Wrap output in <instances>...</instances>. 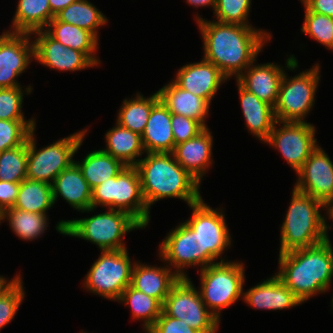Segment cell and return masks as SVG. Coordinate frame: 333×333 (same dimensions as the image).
I'll return each instance as SVG.
<instances>
[{
    "instance_id": "obj_42",
    "label": "cell",
    "mask_w": 333,
    "mask_h": 333,
    "mask_svg": "<svg viewBox=\"0 0 333 333\" xmlns=\"http://www.w3.org/2000/svg\"><path fill=\"white\" fill-rule=\"evenodd\" d=\"M171 126L175 145L190 140L204 129L197 121L176 114H172Z\"/></svg>"
},
{
    "instance_id": "obj_8",
    "label": "cell",
    "mask_w": 333,
    "mask_h": 333,
    "mask_svg": "<svg viewBox=\"0 0 333 333\" xmlns=\"http://www.w3.org/2000/svg\"><path fill=\"white\" fill-rule=\"evenodd\" d=\"M36 129L28 136L27 178L53 184L55 178L74 162L89 129L69 134L42 148H37Z\"/></svg>"
},
{
    "instance_id": "obj_12",
    "label": "cell",
    "mask_w": 333,
    "mask_h": 333,
    "mask_svg": "<svg viewBox=\"0 0 333 333\" xmlns=\"http://www.w3.org/2000/svg\"><path fill=\"white\" fill-rule=\"evenodd\" d=\"M197 288L190 277L180 278L168 293L163 311L201 333H217L220 322L208 310Z\"/></svg>"
},
{
    "instance_id": "obj_33",
    "label": "cell",
    "mask_w": 333,
    "mask_h": 333,
    "mask_svg": "<svg viewBox=\"0 0 333 333\" xmlns=\"http://www.w3.org/2000/svg\"><path fill=\"white\" fill-rule=\"evenodd\" d=\"M55 17L91 32L99 40V29L108 23V18L89 0H77L61 10Z\"/></svg>"
},
{
    "instance_id": "obj_14",
    "label": "cell",
    "mask_w": 333,
    "mask_h": 333,
    "mask_svg": "<svg viewBox=\"0 0 333 333\" xmlns=\"http://www.w3.org/2000/svg\"><path fill=\"white\" fill-rule=\"evenodd\" d=\"M158 254L180 278H189L186 269L202 270V252L197 232L184 221L171 229L159 244Z\"/></svg>"
},
{
    "instance_id": "obj_7",
    "label": "cell",
    "mask_w": 333,
    "mask_h": 333,
    "mask_svg": "<svg viewBox=\"0 0 333 333\" xmlns=\"http://www.w3.org/2000/svg\"><path fill=\"white\" fill-rule=\"evenodd\" d=\"M244 262L229 260L208 265L198 270L200 287L198 291L208 310L221 321V313L238 300L243 299L246 282Z\"/></svg>"
},
{
    "instance_id": "obj_45",
    "label": "cell",
    "mask_w": 333,
    "mask_h": 333,
    "mask_svg": "<svg viewBox=\"0 0 333 333\" xmlns=\"http://www.w3.org/2000/svg\"><path fill=\"white\" fill-rule=\"evenodd\" d=\"M310 12L333 18V0H300Z\"/></svg>"
},
{
    "instance_id": "obj_19",
    "label": "cell",
    "mask_w": 333,
    "mask_h": 333,
    "mask_svg": "<svg viewBox=\"0 0 333 333\" xmlns=\"http://www.w3.org/2000/svg\"><path fill=\"white\" fill-rule=\"evenodd\" d=\"M172 81L211 105L220 86L229 79L213 63L202 58L199 62L188 63L177 69Z\"/></svg>"
},
{
    "instance_id": "obj_18",
    "label": "cell",
    "mask_w": 333,
    "mask_h": 333,
    "mask_svg": "<svg viewBox=\"0 0 333 333\" xmlns=\"http://www.w3.org/2000/svg\"><path fill=\"white\" fill-rule=\"evenodd\" d=\"M35 62L51 70L76 72L97 67L83 52L63 46L45 30L31 33Z\"/></svg>"
},
{
    "instance_id": "obj_4",
    "label": "cell",
    "mask_w": 333,
    "mask_h": 333,
    "mask_svg": "<svg viewBox=\"0 0 333 333\" xmlns=\"http://www.w3.org/2000/svg\"><path fill=\"white\" fill-rule=\"evenodd\" d=\"M291 193L290 205L280 226L279 254L325 241L332 227L327 223V207L322 202L294 187ZM321 209L325 210L324 215Z\"/></svg>"
},
{
    "instance_id": "obj_27",
    "label": "cell",
    "mask_w": 333,
    "mask_h": 333,
    "mask_svg": "<svg viewBox=\"0 0 333 333\" xmlns=\"http://www.w3.org/2000/svg\"><path fill=\"white\" fill-rule=\"evenodd\" d=\"M44 30L63 46L83 52L96 66L101 64V60L95 55L99 50L100 40L88 30L59 21L56 17Z\"/></svg>"
},
{
    "instance_id": "obj_48",
    "label": "cell",
    "mask_w": 333,
    "mask_h": 333,
    "mask_svg": "<svg viewBox=\"0 0 333 333\" xmlns=\"http://www.w3.org/2000/svg\"><path fill=\"white\" fill-rule=\"evenodd\" d=\"M21 272L19 274H15V277L11 278V280H8L7 277L0 275V295L21 275Z\"/></svg>"
},
{
    "instance_id": "obj_31",
    "label": "cell",
    "mask_w": 333,
    "mask_h": 333,
    "mask_svg": "<svg viewBox=\"0 0 333 333\" xmlns=\"http://www.w3.org/2000/svg\"><path fill=\"white\" fill-rule=\"evenodd\" d=\"M75 163L81 169L84 179L91 190L109 178L117 176L126 166L102 149L93 150Z\"/></svg>"
},
{
    "instance_id": "obj_47",
    "label": "cell",
    "mask_w": 333,
    "mask_h": 333,
    "mask_svg": "<svg viewBox=\"0 0 333 333\" xmlns=\"http://www.w3.org/2000/svg\"><path fill=\"white\" fill-rule=\"evenodd\" d=\"M187 4H189V6L191 5L192 7H211L213 12L215 10L216 7V0H185Z\"/></svg>"
},
{
    "instance_id": "obj_20",
    "label": "cell",
    "mask_w": 333,
    "mask_h": 333,
    "mask_svg": "<svg viewBox=\"0 0 333 333\" xmlns=\"http://www.w3.org/2000/svg\"><path fill=\"white\" fill-rule=\"evenodd\" d=\"M213 135L209 128H204L195 137L175 145L173 155L176 161L195 177L202 180L214 163Z\"/></svg>"
},
{
    "instance_id": "obj_16",
    "label": "cell",
    "mask_w": 333,
    "mask_h": 333,
    "mask_svg": "<svg viewBox=\"0 0 333 333\" xmlns=\"http://www.w3.org/2000/svg\"><path fill=\"white\" fill-rule=\"evenodd\" d=\"M256 62L257 60L235 80L243 88L274 108L278 100L279 86L284 72L286 70L296 71L299 68L298 60L295 55L290 54L287 56L285 67L274 61L263 64Z\"/></svg>"
},
{
    "instance_id": "obj_40",
    "label": "cell",
    "mask_w": 333,
    "mask_h": 333,
    "mask_svg": "<svg viewBox=\"0 0 333 333\" xmlns=\"http://www.w3.org/2000/svg\"><path fill=\"white\" fill-rule=\"evenodd\" d=\"M251 3L252 0H216L214 19L222 23L253 26L248 20Z\"/></svg>"
},
{
    "instance_id": "obj_35",
    "label": "cell",
    "mask_w": 333,
    "mask_h": 333,
    "mask_svg": "<svg viewBox=\"0 0 333 333\" xmlns=\"http://www.w3.org/2000/svg\"><path fill=\"white\" fill-rule=\"evenodd\" d=\"M117 302L131 309L132 319L142 321L143 329H150L163 312V304L158 299L148 296L130 285L123 291Z\"/></svg>"
},
{
    "instance_id": "obj_17",
    "label": "cell",
    "mask_w": 333,
    "mask_h": 333,
    "mask_svg": "<svg viewBox=\"0 0 333 333\" xmlns=\"http://www.w3.org/2000/svg\"><path fill=\"white\" fill-rule=\"evenodd\" d=\"M294 188L326 207L333 201V162L321 146H317L296 173Z\"/></svg>"
},
{
    "instance_id": "obj_26",
    "label": "cell",
    "mask_w": 333,
    "mask_h": 333,
    "mask_svg": "<svg viewBox=\"0 0 333 333\" xmlns=\"http://www.w3.org/2000/svg\"><path fill=\"white\" fill-rule=\"evenodd\" d=\"M235 83L245 120V128L263 143L268 138L276 121L274 108L243 88L237 81Z\"/></svg>"
},
{
    "instance_id": "obj_24",
    "label": "cell",
    "mask_w": 333,
    "mask_h": 333,
    "mask_svg": "<svg viewBox=\"0 0 333 333\" xmlns=\"http://www.w3.org/2000/svg\"><path fill=\"white\" fill-rule=\"evenodd\" d=\"M160 100L172 114L183 115L208 128L206 117L210 114V104L199 96L178 87L172 80L157 90Z\"/></svg>"
},
{
    "instance_id": "obj_23",
    "label": "cell",
    "mask_w": 333,
    "mask_h": 333,
    "mask_svg": "<svg viewBox=\"0 0 333 333\" xmlns=\"http://www.w3.org/2000/svg\"><path fill=\"white\" fill-rule=\"evenodd\" d=\"M172 113L159 100L151 109L141 135L145 153H173L175 140L171 126Z\"/></svg>"
},
{
    "instance_id": "obj_39",
    "label": "cell",
    "mask_w": 333,
    "mask_h": 333,
    "mask_svg": "<svg viewBox=\"0 0 333 333\" xmlns=\"http://www.w3.org/2000/svg\"><path fill=\"white\" fill-rule=\"evenodd\" d=\"M36 120L0 119V152L23 145L33 129Z\"/></svg>"
},
{
    "instance_id": "obj_2",
    "label": "cell",
    "mask_w": 333,
    "mask_h": 333,
    "mask_svg": "<svg viewBox=\"0 0 333 333\" xmlns=\"http://www.w3.org/2000/svg\"><path fill=\"white\" fill-rule=\"evenodd\" d=\"M281 281L305 303L313 296L329 291L333 279V245L330 237L306 248L278 255Z\"/></svg>"
},
{
    "instance_id": "obj_11",
    "label": "cell",
    "mask_w": 333,
    "mask_h": 333,
    "mask_svg": "<svg viewBox=\"0 0 333 333\" xmlns=\"http://www.w3.org/2000/svg\"><path fill=\"white\" fill-rule=\"evenodd\" d=\"M100 252L84 277L83 288L106 300L117 302L131 283L135 262L131 261L127 249Z\"/></svg>"
},
{
    "instance_id": "obj_38",
    "label": "cell",
    "mask_w": 333,
    "mask_h": 333,
    "mask_svg": "<svg viewBox=\"0 0 333 333\" xmlns=\"http://www.w3.org/2000/svg\"><path fill=\"white\" fill-rule=\"evenodd\" d=\"M13 88H0V119L2 120H36V117L27 119L23 113L24 95H30L33 87L27 85ZM34 117V118H33Z\"/></svg>"
},
{
    "instance_id": "obj_22",
    "label": "cell",
    "mask_w": 333,
    "mask_h": 333,
    "mask_svg": "<svg viewBox=\"0 0 333 333\" xmlns=\"http://www.w3.org/2000/svg\"><path fill=\"white\" fill-rule=\"evenodd\" d=\"M164 265H150L134 260L130 286L148 296L158 299L164 304L171 288L180 277L159 256ZM166 264V265H165Z\"/></svg>"
},
{
    "instance_id": "obj_29",
    "label": "cell",
    "mask_w": 333,
    "mask_h": 333,
    "mask_svg": "<svg viewBox=\"0 0 333 333\" xmlns=\"http://www.w3.org/2000/svg\"><path fill=\"white\" fill-rule=\"evenodd\" d=\"M55 17L48 0H18L9 32L33 33L44 30Z\"/></svg>"
},
{
    "instance_id": "obj_21",
    "label": "cell",
    "mask_w": 333,
    "mask_h": 333,
    "mask_svg": "<svg viewBox=\"0 0 333 333\" xmlns=\"http://www.w3.org/2000/svg\"><path fill=\"white\" fill-rule=\"evenodd\" d=\"M242 300L251 308L270 311L303 304L276 274L243 291Z\"/></svg>"
},
{
    "instance_id": "obj_9",
    "label": "cell",
    "mask_w": 333,
    "mask_h": 333,
    "mask_svg": "<svg viewBox=\"0 0 333 333\" xmlns=\"http://www.w3.org/2000/svg\"><path fill=\"white\" fill-rule=\"evenodd\" d=\"M321 66L317 62L309 69L288 76L286 71L281 79L274 116L282 122H307L312 111L320 83ZM290 77V78H289Z\"/></svg>"
},
{
    "instance_id": "obj_49",
    "label": "cell",
    "mask_w": 333,
    "mask_h": 333,
    "mask_svg": "<svg viewBox=\"0 0 333 333\" xmlns=\"http://www.w3.org/2000/svg\"><path fill=\"white\" fill-rule=\"evenodd\" d=\"M327 218L333 222V201L327 206Z\"/></svg>"
},
{
    "instance_id": "obj_1",
    "label": "cell",
    "mask_w": 333,
    "mask_h": 333,
    "mask_svg": "<svg viewBox=\"0 0 333 333\" xmlns=\"http://www.w3.org/2000/svg\"><path fill=\"white\" fill-rule=\"evenodd\" d=\"M194 18L202 36L203 58L229 80L237 79L272 41V33L262 28L210 21L198 13Z\"/></svg>"
},
{
    "instance_id": "obj_10",
    "label": "cell",
    "mask_w": 333,
    "mask_h": 333,
    "mask_svg": "<svg viewBox=\"0 0 333 333\" xmlns=\"http://www.w3.org/2000/svg\"><path fill=\"white\" fill-rule=\"evenodd\" d=\"M188 207L192 213L184 222L199 236L202 269L211 264L229 261L226 255L222 257L233 244L224 208L214 209L203 199Z\"/></svg>"
},
{
    "instance_id": "obj_37",
    "label": "cell",
    "mask_w": 333,
    "mask_h": 333,
    "mask_svg": "<svg viewBox=\"0 0 333 333\" xmlns=\"http://www.w3.org/2000/svg\"><path fill=\"white\" fill-rule=\"evenodd\" d=\"M303 7L305 16L300 31L333 52V18Z\"/></svg>"
},
{
    "instance_id": "obj_34",
    "label": "cell",
    "mask_w": 333,
    "mask_h": 333,
    "mask_svg": "<svg viewBox=\"0 0 333 333\" xmlns=\"http://www.w3.org/2000/svg\"><path fill=\"white\" fill-rule=\"evenodd\" d=\"M53 206L52 185L28 178L20 182L14 208L32 213L47 214Z\"/></svg>"
},
{
    "instance_id": "obj_43",
    "label": "cell",
    "mask_w": 333,
    "mask_h": 333,
    "mask_svg": "<svg viewBox=\"0 0 333 333\" xmlns=\"http://www.w3.org/2000/svg\"><path fill=\"white\" fill-rule=\"evenodd\" d=\"M150 330L153 333H201L189 327L185 321L168 316L164 311Z\"/></svg>"
},
{
    "instance_id": "obj_28",
    "label": "cell",
    "mask_w": 333,
    "mask_h": 333,
    "mask_svg": "<svg viewBox=\"0 0 333 333\" xmlns=\"http://www.w3.org/2000/svg\"><path fill=\"white\" fill-rule=\"evenodd\" d=\"M105 133L103 151L120 160L125 166H135L145 155L141 136L117 122Z\"/></svg>"
},
{
    "instance_id": "obj_25",
    "label": "cell",
    "mask_w": 333,
    "mask_h": 333,
    "mask_svg": "<svg viewBox=\"0 0 333 333\" xmlns=\"http://www.w3.org/2000/svg\"><path fill=\"white\" fill-rule=\"evenodd\" d=\"M52 193L54 204L60 197L77 212L91 208V188L75 162L55 178Z\"/></svg>"
},
{
    "instance_id": "obj_46",
    "label": "cell",
    "mask_w": 333,
    "mask_h": 333,
    "mask_svg": "<svg viewBox=\"0 0 333 333\" xmlns=\"http://www.w3.org/2000/svg\"><path fill=\"white\" fill-rule=\"evenodd\" d=\"M51 12L56 15L61 10L65 9L71 3L76 2L77 0H48Z\"/></svg>"
},
{
    "instance_id": "obj_3",
    "label": "cell",
    "mask_w": 333,
    "mask_h": 333,
    "mask_svg": "<svg viewBox=\"0 0 333 333\" xmlns=\"http://www.w3.org/2000/svg\"><path fill=\"white\" fill-rule=\"evenodd\" d=\"M135 167L149 210L161 199L177 198L188 206L202 199L201 183L176 161L173 153H145Z\"/></svg>"
},
{
    "instance_id": "obj_51",
    "label": "cell",
    "mask_w": 333,
    "mask_h": 333,
    "mask_svg": "<svg viewBox=\"0 0 333 333\" xmlns=\"http://www.w3.org/2000/svg\"><path fill=\"white\" fill-rule=\"evenodd\" d=\"M333 296V295H332ZM332 298V300H331V309L333 310V297H331Z\"/></svg>"
},
{
    "instance_id": "obj_13",
    "label": "cell",
    "mask_w": 333,
    "mask_h": 333,
    "mask_svg": "<svg viewBox=\"0 0 333 333\" xmlns=\"http://www.w3.org/2000/svg\"><path fill=\"white\" fill-rule=\"evenodd\" d=\"M316 126L309 122L275 121L268 138L263 142L277 149L287 164L297 173L311 152L319 145Z\"/></svg>"
},
{
    "instance_id": "obj_6",
    "label": "cell",
    "mask_w": 333,
    "mask_h": 333,
    "mask_svg": "<svg viewBox=\"0 0 333 333\" xmlns=\"http://www.w3.org/2000/svg\"><path fill=\"white\" fill-rule=\"evenodd\" d=\"M120 210L134 217L144 228L151 220L144 201L140 176L135 166H126L121 172L91 190V208L82 213L94 212L97 207Z\"/></svg>"
},
{
    "instance_id": "obj_50",
    "label": "cell",
    "mask_w": 333,
    "mask_h": 333,
    "mask_svg": "<svg viewBox=\"0 0 333 333\" xmlns=\"http://www.w3.org/2000/svg\"><path fill=\"white\" fill-rule=\"evenodd\" d=\"M144 333H153L150 329H143L142 330Z\"/></svg>"
},
{
    "instance_id": "obj_44",
    "label": "cell",
    "mask_w": 333,
    "mask_h": 333,
    "mask_svg": "<svg viewBox=\"0 0 333 333\" xmlns=\"http://www.w3.org/2000/svg\"><path fill=\"white\" fill-rule=\"evenodd\" d=\"M20 182L0 180V214L7 208L14 207Z\"/></svg>"
},
{
    "instance_id": "obj_5",
    "label": "cell",
    "mask_w": 333,
    "mask_h": 333,
    "mask_svg": "<svg viewBox=\"0 0 333 333\" xmlns=\"http://www.w3.org/2000/svg\"><path fill=\"white\" fill-rule=\"evenodd\" d=\"M55 226L59 234L89 241L100 251L127 249L125 235L133 230L145 229L130 214L114 209L91 217L59 220Z\"/></svg>"
},
{
    "instance_id": "obj_30",
    "label": "cell",
    "mask_w": 333,
    "mask_h": 333,
    "mask_svg": "<svg viewBox=\"0 0 333 333\" xmlns=\"http://www.w3.org/2000/svg\"><path fill=\"white\" fill-rule=\"evenodd\" d=\"M160 100L158 92L145 97L137 92L135 97L125 98L118 110L116 122L140 136L143 134L152 107Z\"/></svg>"
},
{
    "instance_id": "obj_36",
    "label": "cell",
    "mask_w": 333,
    "mask_h": 333,
    "mask_svg": "<svg viewBox=\"0 0 333 333\" xmlns=\"http://www.w3.org/2000/svg\"><path fill=\"white\" fill-rule=\"evenodd\" d=\"M28 138L20 146L0 152V180L22 182L27 178Z\"/></svg>"
},
{
    "instance_id": "obj_15",
    "label": "cell",
    "mask_w": 333,
    "mask_h": 333,
    "mask_svg": "<svg viewBox=\"0 0 333 333\" xmlns=\"http://www.w3.org/2000/svg\"><path fill=\"white\" fill-rule=\"evenodd\" d=\"M32 38L30 33L6 30L0 35V88L22 86L17 79L35 60Z\"/></svg>"
},
{
    "instance_id": "obj_32",
    "label": "cell",
    "mask_w": 333,
    "mask_h": 333,
    "mask_svg": "<svg viewBox=\"0 0 333 333\" xmlns=\"http://www.w3.org/2000/svg\"><path fill=\"white\" fill-rule=\"evenodd\" d=\"M47 214L32 213L10 207L0 214V224L8 221L12 232L23 241H34L46 233L49 223Z\"/></svg>"
},
{
    "instance_id": "obj_41",
    "label": "cell",
    "mask_w": 333,
    "mask_h": 333,
    "mask_svg": "<svg viewBox=\"0 0 333 333\" xmlns=\"http://www.w3.org/2000/svg\"><path fill=\"white\" fill-rule=\"evenodd\" d=\"M20 275L1 295H0V331L15 318L19 307L24 302L25 287Z\"/></svg>"
}]
</instances>
